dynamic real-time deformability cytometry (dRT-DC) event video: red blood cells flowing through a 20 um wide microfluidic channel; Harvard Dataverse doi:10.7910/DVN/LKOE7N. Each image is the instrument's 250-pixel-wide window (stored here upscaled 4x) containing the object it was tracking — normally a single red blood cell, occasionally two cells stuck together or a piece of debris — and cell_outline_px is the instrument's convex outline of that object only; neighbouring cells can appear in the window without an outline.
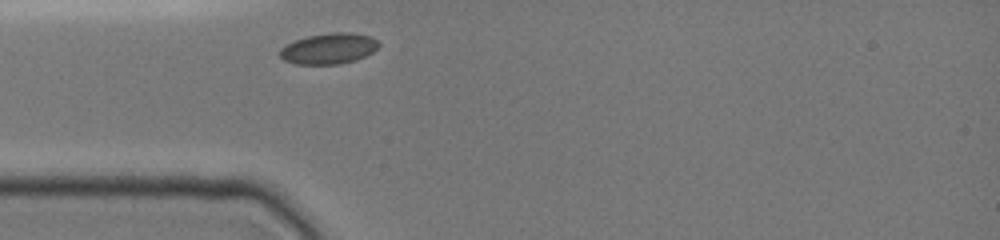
{"species": "common noctule bat (a hibernating species)", "species_latin": "Nyctalus noctula", "temperature_condition": "cold", "stored_images_in_passage": 1, "camera_frame_rate_fps": 3000, "um_per_image_px": 0.085, "animal": {"sex": "female", "body_mass_g": 19.0, "forearm_length_mm": 51.5}, "frame": {"image": 1, "passage_image": 1, "time_ms": 0.0, "image_size_px": [1000, 240], "cell_outline_px": [[380, 44], [372, 52], [356, 60], [340, 64], [296, 64], [284, 60], [280, 56], [280, 48], [296, 40], [308, 36], [332, 32], [348, 32], [368, 36], [376, 40]], "centroid_in_image_um": [27.94, 4.13], "position_along_channel_um": 57.1, "area_um2": 17.51}}